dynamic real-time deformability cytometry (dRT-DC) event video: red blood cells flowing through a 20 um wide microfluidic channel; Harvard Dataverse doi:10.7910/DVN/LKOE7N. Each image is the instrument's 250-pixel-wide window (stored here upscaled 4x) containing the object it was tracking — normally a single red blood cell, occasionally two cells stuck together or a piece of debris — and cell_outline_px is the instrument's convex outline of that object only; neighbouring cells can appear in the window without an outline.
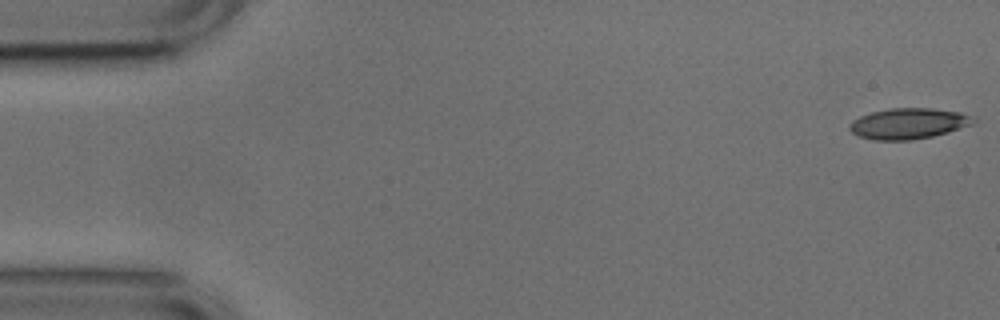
{"species": "common noctule bat (a hibernating species)", "species_latin": "Nyctalus noctula", "temperature_condition": "cold", "stored_images_in_passage": 6, "camera_frame_rate_fps": 3000, "um_per_image_px": 0.085, "animal": {"sex": "male", "body_mass_g": 17.9, "forearm_length_mm": 54.2}, "frame": {"image": 1, "passage_image": 1, "time_ms": 0.0, "image_size_px": [1000, 320], "cell_outline_px": [[980, 120], [972, 124], [948, 132], [932, 136], [912, 140], [876, 140], [860, 136], [852, 132], [848, 128], [848, 124], [852, 120], [860, 116], [872, 112], [888, 108], [932, 108], [960, 112], [976, 116]], "centroid_in_image_um": [77.26, 10.49], "position_along_channel_um": 7.7, "area_um2": 22.43}}